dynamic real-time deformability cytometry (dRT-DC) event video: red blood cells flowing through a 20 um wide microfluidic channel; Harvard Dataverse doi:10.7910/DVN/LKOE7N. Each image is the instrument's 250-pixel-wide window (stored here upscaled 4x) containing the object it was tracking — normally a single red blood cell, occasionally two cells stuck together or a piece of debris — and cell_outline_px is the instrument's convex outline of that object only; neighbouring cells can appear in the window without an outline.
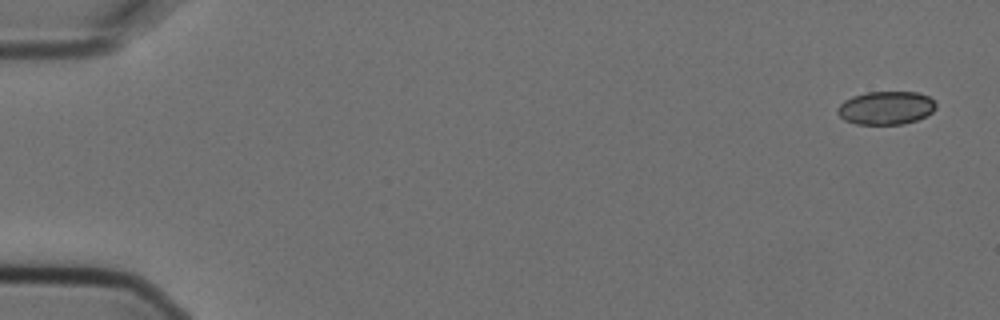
{"species": "Egyptian fruit bat (a non-hibernating species)", "species_latin": "Rousettus aegyptiacus", "temperature_condition": "cold", "stored_images_in_passage": 5, "camera_frame_rate_fps": 3000, "um_per_image_px": 0.085, "animal": {"sex": "female"}, "frame": {"image": 1, "passage_image": 1, "time_ms": 0.0, "image_size_px": [1000, 320], "cell_outline_px": [[936, 108], [932, 112], [916, 120], [904, 124], [856, 124], [844, 120], [836, 112], [836, 108], [844, 100], [852, 96], [868, 92], [916, 92], [928, 96], [936, 104]], "centroid_in_image_um": [75.27, 9.17], "position_along_channel_um": 9.7, "area_um2": 19.07}}
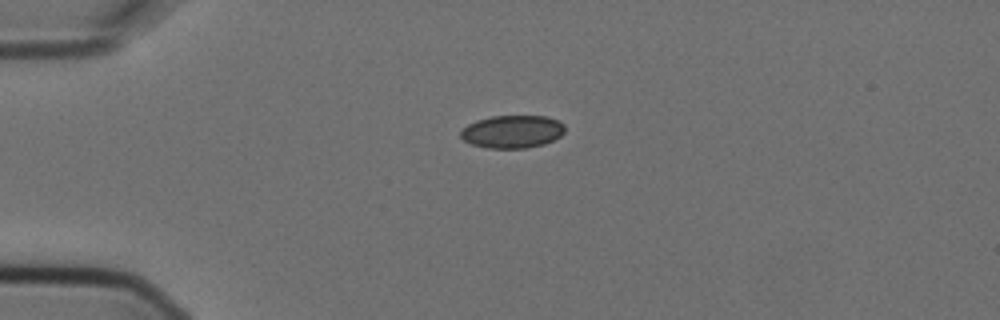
{"frame": {"image": 2, "passage_image": 4, "time_ms": 1.0, "image_size_px": [1000, 320], "cell_outline_px": [[564, 132], [560, 136], [544, 144], [524, 148], [484, 148], [472, 144], [464, 140], [460, 136], [460, 132], [468, 124], [476, 120], [492, 116], [548, 116], [564, 124]], "centroid_in_image_um": [43.53, 11.19], "position_along_channel_um": 41.5, "area_um2": 19.88}}